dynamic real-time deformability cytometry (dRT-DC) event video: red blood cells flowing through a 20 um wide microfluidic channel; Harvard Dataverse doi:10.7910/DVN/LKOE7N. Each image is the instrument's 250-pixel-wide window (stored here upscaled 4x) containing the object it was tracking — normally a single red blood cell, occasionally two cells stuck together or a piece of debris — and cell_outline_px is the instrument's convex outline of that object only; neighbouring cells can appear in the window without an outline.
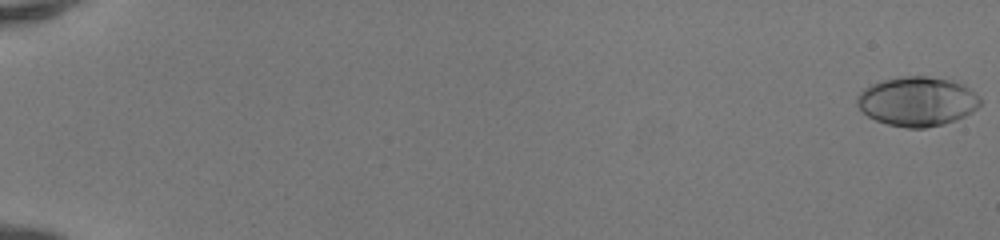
{"species": "human", "species_latin": "Homo sapiens", "temperature_condition": "room temperature", "stored_images_in_passage": 52, "camera_frame_rate_fps": 3000, "um_per_image_px": 0.085, "donor": {"sex": "female"}, "frame": {"image": 1, "passage_image": 1, "time_ms": 0.0, "image_size_px": [1000, 240], "cell_outline_px": [[980, 104], [972, 112], [956, 120], [944, 124], [924, 128], [908, 128], [888, 124], [876, 120], [868, 116], [856, 104], [856, 96], [864, 88], [872, 84], [884, 80], [904, 76], [928, 76], [952, 80], [964, 84], [980, 96]], "centroid_in_image_um": [77.98, 8.61], "position_along_channel_um": 7.0, "area_um2": 35.49}}
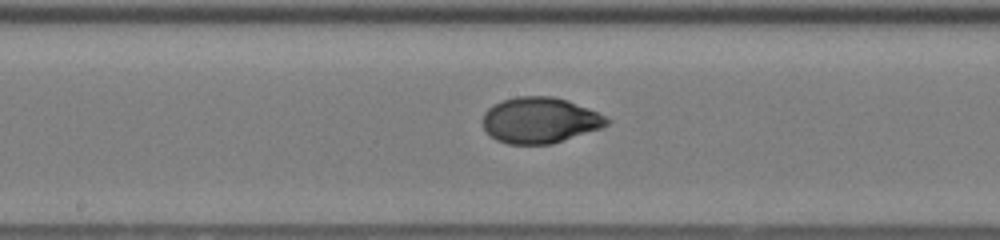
{"frame": {"image": 2, "passage_image": 30, "time_ms": 9.667, "image_size_px": [1000, 240], "cell_outline_px": [[612, 120], [608, 124], [600, 128], [552, 144], [508, 144], [496, 140], [484, 128], [484, 112], [492, 104], [516, 96], [552, 96], [568, 100], [588, 108]], "centroid_in_image_um": [45.89, 10.21], "position_along_channel_um": 202.3, "area_um2": 33.0}}
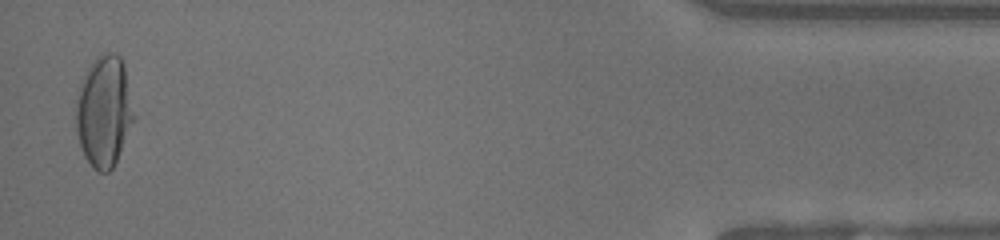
{"frame": {"image": 3, "passage_image": 51, "time_ms": 16.667, "image_size_px": [1000, 240], "cell_outline_px": [[136, 116], [116, 160], [112, 168], [108, 172], [100, 172], [92, 168], [84, 156], [80, 144], [76, 128], [76, 100], [80, 80], [92, 60], [100, 52], [112, 52], [120, 56], [124, 64]], "centroid_in_image_um": [8.84, 9.41], "position_along_channel_um": 426.4, "area_um2": 37.92}, "authors_computed_cell_mechanics": {"area_um2": 33.2639, "velocity_mm_per_s": 4.2006, "shape_relaxation_time_tau1_ms": 3.8922, "shape_relaxation_time_tau2_ms": null, "deformation_change_tau1": 0.2155, "deformation_change_tau2": null}}